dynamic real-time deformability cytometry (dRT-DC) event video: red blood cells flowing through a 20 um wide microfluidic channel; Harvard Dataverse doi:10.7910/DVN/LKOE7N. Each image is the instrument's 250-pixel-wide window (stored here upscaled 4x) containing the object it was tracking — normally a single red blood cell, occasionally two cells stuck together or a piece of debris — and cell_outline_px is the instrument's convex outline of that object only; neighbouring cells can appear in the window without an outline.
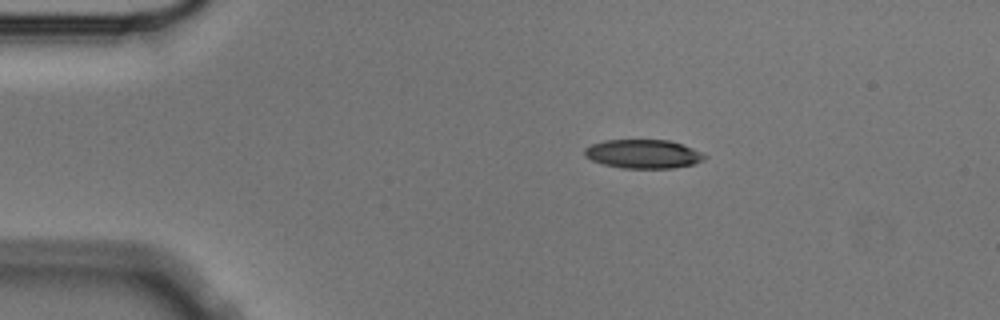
{"species": "Egyptian fruit bat (a non-hibernating species)", "species_latin": "Rousettus aegyptiacus", "temperature_condition": "cold", "stored_images_in_passage": 5, "camera_frame_rate_fps": 3000, "um_per_image_px": 0.085, "animal": {"sex": "male"}, "frame": {"image": 1, "passage_image": 1, "time_ms": 0.0, "image_size_px": [1000, 320], "cell_outline_px": [[708, 156], [704, 160], [692, 164], [672, 168], [620, 168], [604, 164], [592, 160], [584, 156], [584, 148], [592, 144], [604, 140], [668, 140], [692, 148]], "centroid_in_image_um": [54.65, 13.09], "position_along_channel_um": 30.4, "area_um2": 20.06}}
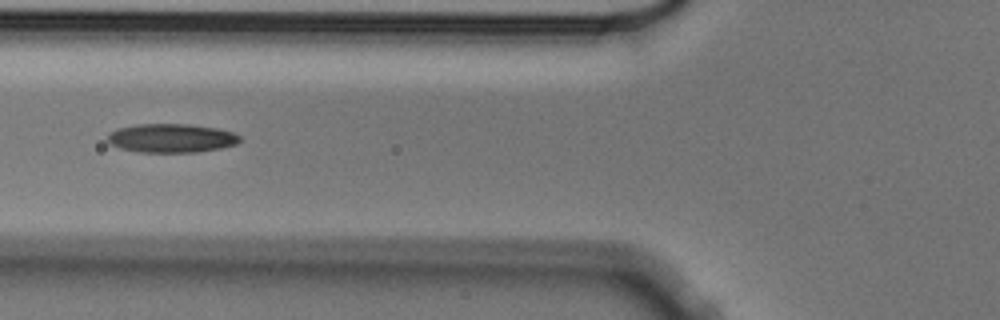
{"frame": {"image": 2, "passage_image": 4, "time_ms": 1.0, "image_size_px": [1000, 320], "cell_outline_px": [[240, 140], [236, 144], [220, 148], [196, 152], [140, 152], [120, 148], [108, 144], [108, 136], [112, 132], [120, 128], [136, 124], [188, 124], [216, 128], [232, 132], [240, 136]], "centroid_in_image_um": [14.56, 11.74], "position_along_channel_um": 111.2, "area_um2": 22.02}}
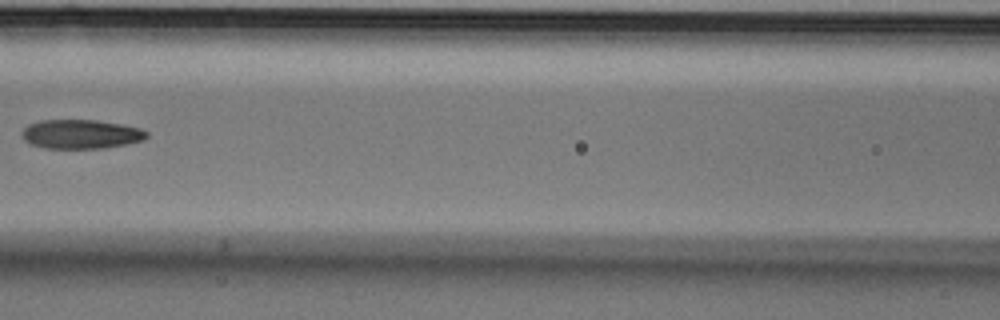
{"frame": {"image": 3, "passage_image": 5, "time_ms": 1.333, "image_size_px": [1000, 320], "cell_outline_px": [[148, 136], [144, 140], [128, 144], [104, 148], [44, 148], [32, 144], [24, 140], [20, 132], [28, 124], [40, 120], [96, 120], [120, 124], [140, 128], [148, 132]], "centroid_in_image_um": [6.88, 11.4], "position_along_channel_um": 159.7, "area_um2": 21.27}}